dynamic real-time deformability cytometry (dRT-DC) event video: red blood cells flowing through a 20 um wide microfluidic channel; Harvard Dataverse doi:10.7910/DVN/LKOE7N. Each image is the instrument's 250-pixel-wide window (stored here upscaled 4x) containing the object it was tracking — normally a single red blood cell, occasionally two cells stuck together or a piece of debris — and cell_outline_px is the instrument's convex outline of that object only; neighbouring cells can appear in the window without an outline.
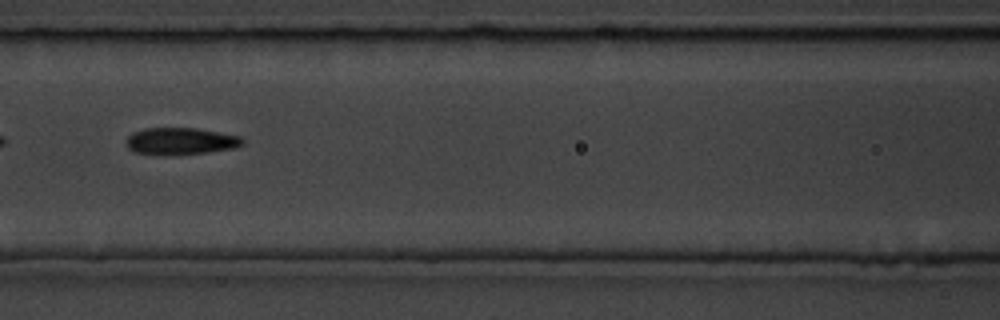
{"species": "common noctule bat (a hibernating species)", "species_latin": "Nyctalus noctula", "temperature_condition": "room temperature", "stored_images_in_passage": 8, "segment_of_instrument_passage": [2, 2], "camera_frame_rate_fps": 3000, "um_per_image_px": 0.085, "animal": {"sex": "male", "body_mass_g": 19.5, "forearm_length_mm": 54.6}, "frame": {"image": 1, "passage_image": 7, "time_ms": 6.667, "image_size_px": [1000, 320], "cell_outline_px": [[244, 144], [236, 148], [204, 152], [132, 152], [128, 148], [128, 136], [132, 132], [144, 128], [196, 128], [240, 136], [244, 140]], "centroid_in_image_um": [15.41, 11.94], "position_along_channel_um": 151.2, "area_um2": 17.34}}